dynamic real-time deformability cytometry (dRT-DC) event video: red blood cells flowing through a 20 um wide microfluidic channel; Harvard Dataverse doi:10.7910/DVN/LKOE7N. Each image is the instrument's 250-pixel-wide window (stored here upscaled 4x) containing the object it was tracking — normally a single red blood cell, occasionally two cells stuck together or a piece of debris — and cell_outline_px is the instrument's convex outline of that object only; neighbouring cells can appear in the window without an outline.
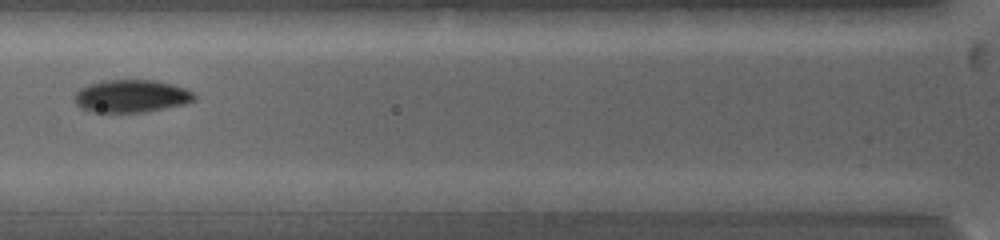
{"species": "common noctule bat (a hibernating species)", "species_latin": "Nyctalus noctula", "temperature_condition": "warm", "stored_images_in_passage": 27, "camera_frame_rate_fps": 5000, "um_per_image_px": 0.085, "animal": {"sex": "female", "body_mass_g": 19.0, "forearm_length_mm": 53.3}, "frame": {"image": 1, "passage_image": 5, "time_ms": 3.8, "image_size_px": [1000, 240], "cell_outline_px": [[196, 100], [184, 104], [144, 112], [92, 112], [80, 108], [76, 104], [76, 92], [80, 88], [88, 84], [108, 80], [156, 80], [172, 84], [184, 88], [192, 92], [196, 96]], "centroid_in_image_um": [11.17, 8.17], "position_along_channel_um": 114.6, "area_um2": 22.72}}
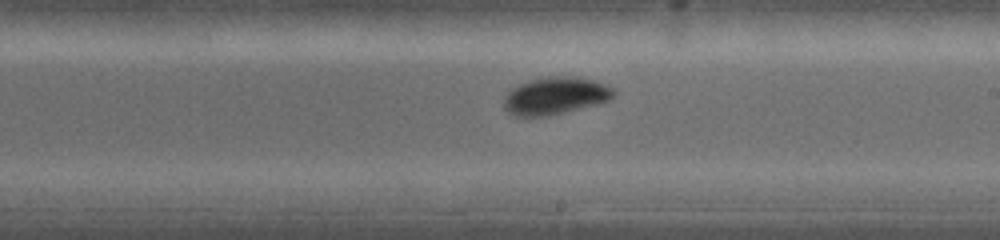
{"frame": {"image": 2, "passage_image": 13, "time_ms": 7.0, "image_size_px": [1000, 240], "cell_outline_px": [[616, 92], [608, 100], [596, 104], [548, 116], [516, 116], [508, 112], [504, 108], [504, 96], [512, 88], [520, 84], [532, 80], [548, 76], [572, 76], [592, 80], [604, 84], [612, 88]], "centroid_in_image_um": [47.17, 8.14], "position_along_channel_um": 241.8, "area_um2": 23.58}}
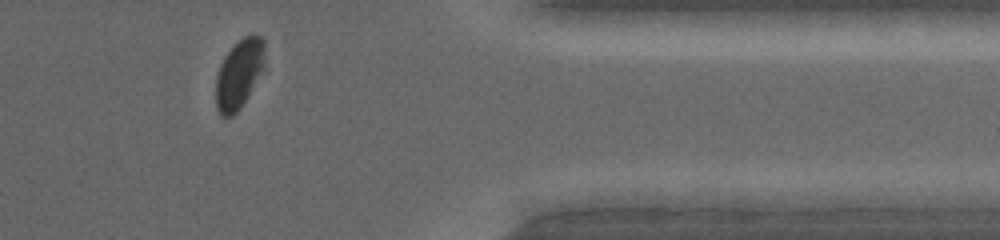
{"frame": {"image": 3, "passage_image": 24, "time_ms": 11.2, "image_size_px": [1000, 240], "cell_outline_px": [[264, 68], [240, 108], [232, 116], [220, 116], [216, 108], [216, 76], [220, 64], [224, 56], [244, 36], [260, 36], [264, 40]], "centroid_in_image_um": [20.3, 6.3], "position_along_channel_um": 391.1, "area_um2": 19.36}, "authors_computed_cell_mechanics": {"area_um2": 22.4842, "velocity_mm_per_s": 3.9803, "shape_relaxation_time_tau1_ms": 1.596, "shape_relaxation_time_tau2_ms": null, "deformation_change_tau1": 0.0798, "deformation_change_tau2": null}}